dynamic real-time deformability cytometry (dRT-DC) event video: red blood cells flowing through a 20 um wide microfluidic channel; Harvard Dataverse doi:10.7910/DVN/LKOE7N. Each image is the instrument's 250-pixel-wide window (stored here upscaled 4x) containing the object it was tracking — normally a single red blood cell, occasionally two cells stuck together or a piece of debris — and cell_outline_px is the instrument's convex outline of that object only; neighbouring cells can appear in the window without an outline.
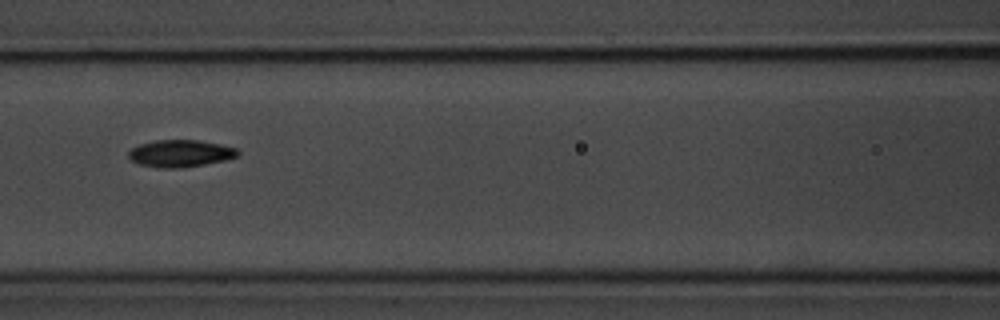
{"species": "common noctule bat (a hibernating species)", "species_latin": "Nyctalus noctula", "temperature_condition": "room temperature", "stored_images_in_passage": 12, "camera_frame_rate_fps": 3000, "um_per_image_px": 0.085, "animal": {"sex": "male", "body_mass_g": 20.1, "forearm_length_mm": 53.5}, "frame": {"image": 1, "passage_image": 4, "time_ms": 4.333, "image_size_px": [1000, 320], "cell_outline_px": [[240, 156], [224, 160], [204, 164], [180, 168], [160, 168], [140, 164], [132, 160], [128, 156], [128, 152], [132, 148], [140, 144], [156, 140], [196, 140], [220, 144], [236, 148], [240, 152]], "centroid_in_image_um": [15.35, 13.04], "position_along_channel_um": 151.3, "area_um2": 17.17}}
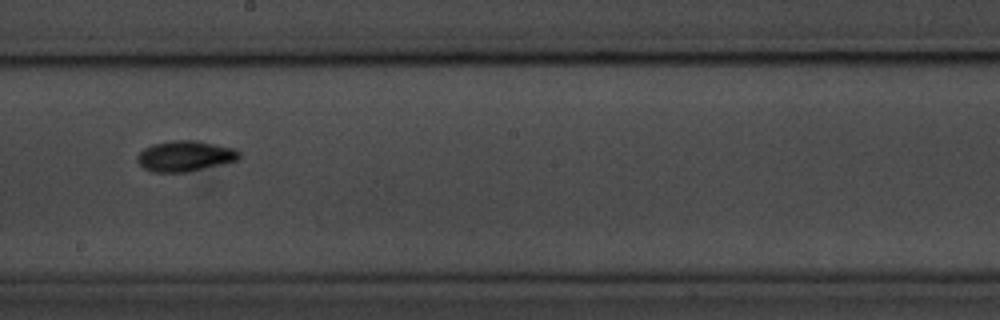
{"frame": {"image": 2, "passage_image": 6, "time_ms": 6.667, "image_size_px": [1000, 320], "cell_outline_px": [[240, 156], [236, 160], [188, 172], [152, 172], [144, 168], [136, 160], [136, 156], [144, 148], [152, 144], [172, 140], [196, 140], [236, 148], [240, 152]], "centroid_in_image_um": [15.71, 13.25], "position_along_channel_um": 232.5, "area_um2": 18.21}}